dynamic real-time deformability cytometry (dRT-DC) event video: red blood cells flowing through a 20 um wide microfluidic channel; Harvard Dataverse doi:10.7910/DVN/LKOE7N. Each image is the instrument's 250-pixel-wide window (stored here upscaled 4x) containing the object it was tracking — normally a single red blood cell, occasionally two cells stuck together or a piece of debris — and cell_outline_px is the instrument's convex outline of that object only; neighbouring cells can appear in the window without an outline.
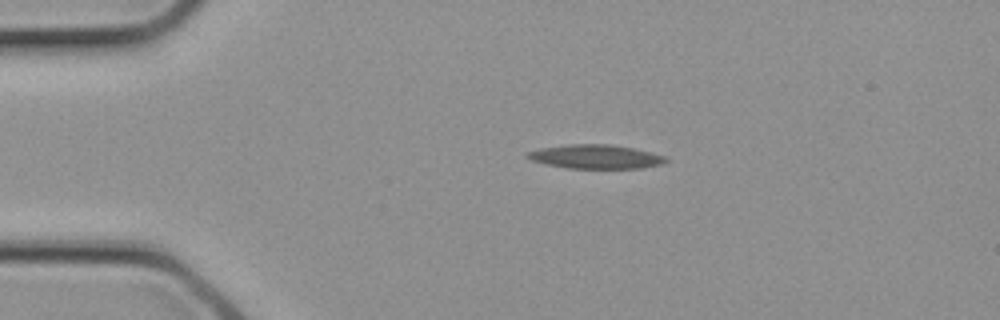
{"species": "common noctule bat (a hibernating species)", "species_latin": "Nyctalus noctula", "temperature_condition": "cold", "stored_images_in_passage": 4, "camera_frame_rate_fps": 3000, "um_per_image_px": 0.085, "animal": {"sex": "female", "body_mass_g": 21.9}, "frame": {"image": 1, "passage_image": 4, "time_ms": 1.0, "image_size_px": [1000, 320], "cell_outline_px": [[668, 160], [664, 164], [644, 168], [568, 168], [548, 164], [532, 160], [524, 156], [528, 152], [540, 148], [568, 144], [608, 144], [632, 148], [652, 152], [664, 156]], "centroid_in_image_um": [50.66, 13.32], "position_along_channel_um": 34.3, "area_um2": 19.25}}